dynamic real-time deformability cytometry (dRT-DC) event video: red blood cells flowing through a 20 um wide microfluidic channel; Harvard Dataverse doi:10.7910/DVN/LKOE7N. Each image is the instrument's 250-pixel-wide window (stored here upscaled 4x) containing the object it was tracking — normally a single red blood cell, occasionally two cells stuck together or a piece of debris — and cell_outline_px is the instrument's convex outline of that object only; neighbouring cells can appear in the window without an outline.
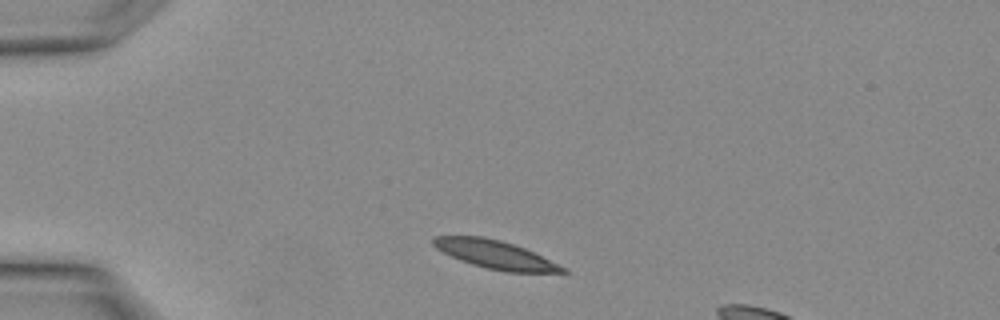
{"species": "Egyptian fruit bat (a non-hibernating species)", "species_latin": "Rousettus aegyptiacus", "temperature_condition": "warm", "stored_images_in_passage": 2, "segment_of_instrument_passage": [1, 2], "camera_frame_rate_fps": 3000, "um_per_image_px": 0.085, "animal": {"sex": "female"}, "frame": {"image": 1, "passage_image": 1, "time_ms": 0.0, "image_size_px": [1000, 320], "cell_outline_px": [[568, 272], [508, 272], [488, 268], [472, 264], [460, 260], [436, 248], [432, 244], [432, 236], [480, 236], [500, 240], [524, 248], [568, 268]], "centroid_in_image_um": [42.09, 21.63], "position_along_channel_um": 42.9, "area_um2": 20.98}}